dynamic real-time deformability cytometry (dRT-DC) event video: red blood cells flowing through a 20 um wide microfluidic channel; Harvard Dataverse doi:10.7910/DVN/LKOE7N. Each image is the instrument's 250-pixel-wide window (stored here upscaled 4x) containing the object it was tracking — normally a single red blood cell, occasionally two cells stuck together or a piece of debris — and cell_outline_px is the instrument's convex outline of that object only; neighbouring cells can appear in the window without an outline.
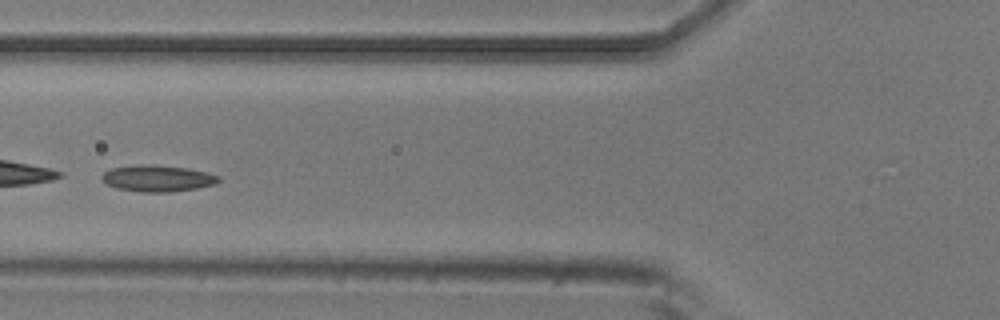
{"species": "common noctule bat (a hibernating species)", "species_latin": "Nyctalus noctula", "temperature_condition": "room temperature", "stored_images_in_passage": 6, "camera_frame_rate_fps": 3000, "um_per_image_px": 0.085, "animal": {"sex": "male", "body_mass_g": 20.5, "forearm_length_mm": 52.5}, "frame": {"image": 1, "passage_image": 6, "time_ms": 1.667, "image_size_px": [1000, 320], "cell_outline_px": [[220, 180], [216, 184], [196, 188], [168, 192], [140, 192], [116, 188], [108, 184], [100, 176], [104, 172], [112, 168], [144, 164], [148, 164], [188, 168], [208, 172], [220, 176]], "centroid_in_image_um": [13.42, 15.16], "position_along_channel_um": 112.4, "area_um2": 17.92}}